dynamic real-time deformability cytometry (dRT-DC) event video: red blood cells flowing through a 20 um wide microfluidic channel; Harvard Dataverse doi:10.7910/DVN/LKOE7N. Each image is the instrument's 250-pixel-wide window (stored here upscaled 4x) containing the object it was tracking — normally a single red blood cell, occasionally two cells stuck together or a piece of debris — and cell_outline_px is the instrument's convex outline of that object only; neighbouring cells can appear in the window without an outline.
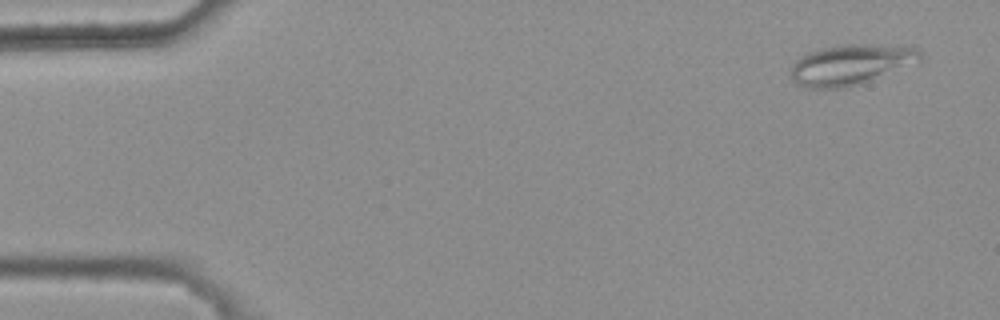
{"species": "common noctule bat (a hibernating species)", "species_latin": "Nyctalus noctula", "temperature_condition": "warm", "stored_images_in_passage": 5, "camera_frame_rate_fps": 3000, "um_per_image_px": 0.085, "animal": {"sex": "female", "body_mass_g": 25.1}, "frame": {"image": 1, "passage_image": 1, "time_ms": 0.0, "image_size_px": [1000, 320], "cell_outline_px": [[920, 64], [860, 84], [844, 88], [808, 88], [796, 84], [792, 80], [792, 68], [796, 60], [800, 56], [808, 52], [820, 48], [844, 44], [868, 44], [916, 48], [920, 52]], "centroid_in_image_um": [72.35, 5.5], "position_along_channel_um": 12.7, "area_um2": 30.75}}